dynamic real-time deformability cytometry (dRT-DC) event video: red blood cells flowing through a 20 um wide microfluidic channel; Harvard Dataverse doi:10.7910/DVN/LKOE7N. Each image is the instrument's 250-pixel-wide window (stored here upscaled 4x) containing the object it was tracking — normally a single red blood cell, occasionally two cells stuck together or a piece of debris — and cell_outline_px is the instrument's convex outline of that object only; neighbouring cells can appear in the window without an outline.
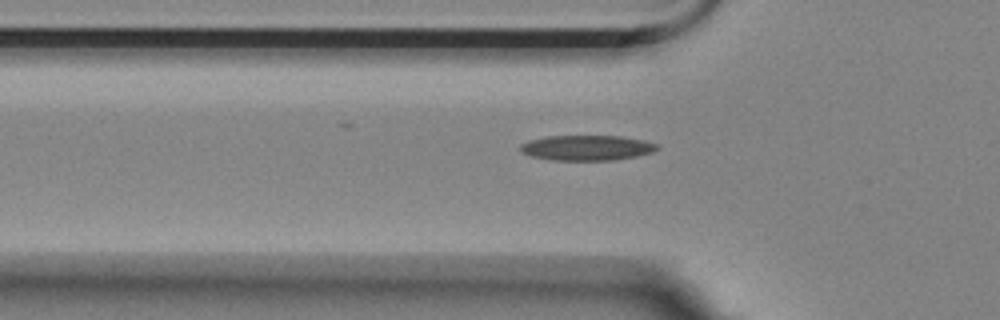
{"species": "Egyptian fruit bat (a non-hibernating species)", "species_latin": "Rousettus aegyptiacus", "temperature_condition": "room temperature", "stored_images_in_passage": 7, "segment_of_instrument_passage": [2, 2], "camera_frame_rate_fps": 3000, "um_per_image_px": 0.085, "animal": {"sex": "female"}, "frame": {"image": 1, "passage_image": 7, "time_ms": 2.0, "image_size_px": [1000, 320], "cell_outline_px": [[660, 148], [652, 152], [636, 156], [612, 160], [552, 160], [532, 156], [520, 152], [520, 144], [528, 140], [548, 136], [620, 136], [644, 140], [656, 144]], "centroid_in_image_um": [49.86, 12.56], "position_along_channel_um": 75.9, "area_um2": 20.06}}